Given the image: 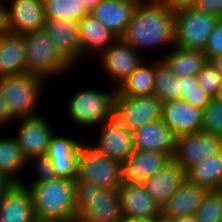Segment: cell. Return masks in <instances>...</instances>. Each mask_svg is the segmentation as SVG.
Masks as SVG:
<instances>
[{"label": "cell", "instance_id": "45", "mask_svg": "<svg viewBox=\"0 0 222 222\" xmlns=\"http://www.w3.org/2000/svg\"><path fill=\"white\" fill-rule=\"evenodd\" d=\"M86 8L87 12H91L102 0H79Z\"/></svg>", "mask_w": 222, "mask_h": 222}, {"label": "cell", "instance_id": "7", "mask_svg": "<svg viewBox=\"0 0 222 222\" xmlns=\"http://www.w3.org/2000/svg\"><path fill=\"white\" fill-rule=\"evenodd\" d=\"M83 143L77 160V180L91 182L103 189L118 190L122 185V163L111 160Z\"/></svg>", "mask_w": 222, "mask_h": 222}, {"label": "cell", "instance_id": "33", "mask_svg": "<svg viewBox=\"0 0 222 222\" xmlns=\"http://www.w3.org/2000/svg\"><path fill=\"white\" fill-rule=\"evenodd\" d=\"M222 216V190H207L195 213L197 222H220Z\"/></svg>", "mask_w": 222, "mask_h": 222}, {"label": "cell", "instance_id": "22", "mask_svg": "<svg viewBox=\"0 0 222 222\" xmlns=\"http://www.w3.org/2000/svg\"><path fill=\"white\" fill-rule=\"evenodd\" d=\"M186 180V171L173 159L146 180L143 185L155 203L161 207Z\"/></svg>", "mask_w": 222, "mask_h": 222}, {"label": "cell", "instance_id": "40", "mask_svg": "<svg viewBox=\"0 0 222 222\" xmlns=\"http://www.w3.org/2000/svg\"><path fill=\"white\" fill-rule=\"evenodd\" d=\"M6 0H0V35L9 33L8 6Z\"/></svg>", "mask_w": 222, "mask_h": 222}, {"label": "cell", "instance_id": "28", "mask_svg": "<svg viewBox=\"0 0 222 222\" xmlns=\"http://www.w3.org/2000/svg\"><path fill=\"white\" fill-rule=\"evenodd\" d=\"M186 179L207 190H219L222 182V150L188 168Z\"/></svg>", "mask_w": 222, "mask_h": 222}, {"label": "cell", "instance_id": "25", "mask_svg": "<svg viewBox=\"0 0 222 222\" xmlns=\"http://www.w3.org/2000/svg\"><path fill=\"white\" fill-rule=\"evenodd\" d=\"M27 73L23 35H0V78Z\"/></svg>", "mask_w": 222, "mask_h": 222}, {"label": "cell", "instance_id": "19", "mask_svg": "<svg viewBox=\"0 0 222 222\" xmlns=\"http://www.w3.org/2000/svg\"><path fill=\"white\" fill-rule=\"evenodd\" d=\"M140 0H102L89 12L104 27L120 38L128 27Z\"/></svg>", "mask_w": 222, "mask_h": 222}, {"label": "cell", "instance_id": "29", "mask_svg": "<svg viewBox=\"0 0 222 222\" xmlns=\"http://www.w3.org/2000/svg\"><path fill=\"white\" fill-rule=\"evenodd\" d=\"M146 60L121 83L115 96L138 97L154 93L155 61L149 64Z\"/></svg>", "mask_w": 222, "mask_h": 222}, {"label": "cell", "instance_id": "6", "mask_svg": "<svg viewBox=\"0 0 222 222\" xmlns=\"http://www.w3.org/2000/svg\"><path fill=\"white\" fill-rule=\"evenodd\" d=\"M102 89H84L73 93L65 102L66 113L74 124L92 127L100 126L105 120L112 117L113 102L116 88L111 91Z\"/></svg>", "mask_w": 222, "mask_h": 222}, {"label": "cell", "instance_id": "37", "mask_svg": "<svg viewBox=\"0 0 222 222\" xmlns=\"http://www.w3.org/2000/svg\"><path fill=\"white\" fill-rule=\"evenodd\" d=\"M203 52L208 61L222 55V18L216 23Z\"/></svg>", "mask_w": 222, "mask_h": 222}, {"label": "cell", "instance_id": "34", "mask_svg": "<svg viewBox=\"0 0 222 222\" xmlns=\"http://www.w3.org/2000/svg\"><path fill=\"white\" fill-rule=\"evenodd\" d=\"M201 131L222 138V102L215 97L203 108Z\"/></svg>", "mask_w": 222, "mask_h": 222}, {"label": "cell", "instance_id": "20", "mask_svg": "<svg viewBox=\"0 0 222 222\" xmlns=\"http://www.w3.org/2000/svg\"><path fill=\"white\" fill-rule=\"evenodd\" d=\"M6 1L10 33L22 35L43 28L45 15L42 0Z\"/></svg>", "mask_w": 222, "mask_h": 222}, {"label": "cell", "instance_id": "26", "mask_svg": "<svg viewBox=\"0 0 222 222\" xmlns=\"http://www.w3.org/2000/svg\"><path fill=\"white\" fill-rule=\"evenodd\" d=\"M78 25L81 54L85 58L93 53L92 55H95L97 59V56L116 39L111 31L89 13L78 22Z\"/></svg>", "mask_w": 222, "mask_h": 222}, {"label": "cell", "instance_id": "8", "mask_svg": "<svg viewBox=\"0 0 222 222\" xmlns=\"http://www.w3.org/2000/svg\"><path fill=\"white\" fill-rule=\"evenodd\" d=\"M218 20V17L193 7L174 11V46L203 51Z\"/></svg>", "mask_w": 222, "mask_h": 222}, {"label": "cell", "instance_id": "3", "mask_svg": "<svg viewBox=\"0 0 222 222\" xmlns=\"http://www.w3.org/2000/svg\"><path fill=\"white\" fill-rule=\"evenodd\" d=\"M32 195L36 219L76 222L74 210V180L55 178L27 186Z\"/></svg>", "mask_w": 222, "mask_h": 222}, {"label": "cell", "instance_id": "39", "mask_svg": "<svg viewBox=\"0 0 222 222\" xmlns=\"http://www.w3.org/2000/svg\"><path fill=\"white\" fill-rule=\"evenodd\" d=\"M193 8L222 18V0H197Z\"/></svg>", "mask_w": 222, "mask_h": 222}, {"label": "cell", "instance_id": "13", "mask_svg": "<svg viewBox=\"0 0 222 222\" xmlns=\"http://www.w3.org/2000/svg\"><path fill=\"white\" fill-rule=\"evenodd\" d=\"M222 150V138L202 131L176 137L172 159L185 171L206 157Z\"/></svg>", "mask_w": 222, "mask_h": 222}, {"label": "cell", "instance_id": "35", "mask_svg": "<svg viewBox=\"0 0 222 222\" xmlns=\"http://www.w3.org/2000/svg\"><path fill=\"white\" fill-rule=\"evenodd\" d=\"M196 77L199 86H201L213 98L217 96L222 84V75L211 61H207Z\"/></svg>", "mask_w": 222, "mask_h": 222}, {"label": "cell", "instance_id": "38", "mask_svg": "<svg viewBox=\"0 0 222 222\" xmlns=\"http://www.w3.org/2000/svg\"><path fill=\"white\" fill-rule=\"evenodd\" d=\"M212 98L213 97L208 92L197 84L189 92H187L183 99L194 107L203 109Z\"/></svg>", "mask_w": 222, "mask_h": 222}, {"label": "cell", "instance_id": "42", "mask_svg": "<svg viewBox=\"0 0 222 222\" xmlns=\"http://www.w3.org/2000/svg\"><path fill=\"white\" fill-rule=\"evenodd\" d=\"M172 11L193 7L197 0H161Z\"/></svg>", "mask_w": 222, "mask_h": 222}, {"label": "cell", "instance_id": "12", "mask_svg": "<svg viewBox=\"0 0 222 222\" xmlns=\"http://www.w3.org/2000/svg\"><path fill=\"white\" fill-rule=\"evenodd\" d=\"M18 130L15 138L27 161L47 153L50 139L55 130L50 120L41 114L17 119Z\"/></svg>", "mask_w": 222, "mask_h": 222}, {"label": "cell", "instance_id": "16", "mask_svg": "<svg viewBox=\"0 0 222 222\" xmlns=\"http://www.w3.org/2000/svg\"><path fill=\"white\" fill-rule=\"evenodd\" d=\"M203 109L184 99L163 102L161 120L176 137L201 131Z\"/></svg>", "mask_w": 222, "mask_h": 222}, {"label": "cell", "instance_id": "49", "mask_svg": "<svg viewBox=\"0 0 222 222\" xmlns=\"http://www.w3.org/2000/svg\"><path fill=\"white\" fill-rule=\"evenodd\" d=\"M215 98H217L219 101L222 102V84H221L219 92Z\"/></svg>", "mask_w": 222, "mask_h": 222}, {"label": "cell", "instance_id": "11", "mask_svg": "<svg viewBox=\"0 0 222 222\" xmlns=\"http://www.w3.org/2000/svg\"><path fill=\"white\" fill-rule=\"evenodd\" d=\"M96 127H99V135L95 143L89 145L111 160L123 164L134 151L132 131L113 116Z\"/></svg>", "mask_w": 222, "mask_h": 222}, {"label": "cell", "instance_id": "48", "mask_svg": "<svg viewBox=\"0 0 222 222\" xmlns=\"http://www.w3.org/2000/svg\"><path fill=\"white\" fill-rule=\"evenodd\" d=\"M175 222H197L195 216H186L175 218Z\"/></svg>", "mask_w": 222, "mask_h": 222}, {"label": "cell", "instance_id": "14", "mask_svg": "<svg viewBox=\"0 0 222 222\" xmlns=\"http://www.w3.org/2000/svg\"><path fill=\"white\" fill-rule=\"evenodd\" d=\"M43 29L57 50L73 67L79 65V62L85 59L81 54L78 23L45 18Z\"/></svg>", "mask_w": 222, "mask_h": 222}, {"label": "cell", "instance_id": "2", "mask_svg": "<svg viewBox=\"0 0 222 222\" xmlns=\"http://www.w3.org/2000/svg\"><path fill=\"white\" fill-rule=\"evenodd\" d=\"M76 222H125L118 190L74 179Z\"/></svg>", "mask_w": 222, "mask_h": 222}, {"label": "cell", "instance_id": "36", "mask_svg": "<svg viewBox=\"0 0 222 222\" xmlns=\"http://www.w3.org/2000/svg\"><path fill=\"white\" fill-rule=\"evenodd\" d=\"M34 164V170L37 173L36 178H33L31 183L22 182L25 186H32L33 184L43 183L57 178L49 157L44 155L35 156L28 160V164Z\"/></svg>", "mask_w": 222, "mask_h": 222}, {"label": "cell", "instance_id": "46", "mask_svg": "<svg viewBox=\"0 0 222 222\" xmlns=\"http://www.w3.org/2000/svg\"><path fill=\"white\" fill-rule=\"evenodd\" d=\"M212 64L216 67L218 72L222 75V55L217 56L211 60Z\"/></svg>", "mask_w": 222, "mask_h": 222}, {"label": "cell", "instance_id": "17", "mask_svg": "<svg viewBox=\"0 0 222 222\" xmlns=\"http://www.w3.org/2000/svg\"><path fill=\"white\" fill-rule=\"evenodd\" d=\"M54 132L46 155L49 157L55 174L59 178L74 180L77 176V160L84 140L59 136Z\"/></svg>", "mask_w": 222, "mask_h": 222}, {"label": "cell", "instance_id": "31", "mask_svg": "<svg viewBox=\"0 0 222 222\" xmlns=\"http://www.w3.org/2000/svg\"><path fill=\"white\" fill-rule=\"evenodd\" d=\"M155 89L162 102L181 99L180 77L171 72L166 63L159 58L155 60Z\"/></svg>", "mask_w": 222, "mask_h": 222}, {"label": "cell", "instance_id": "41", "mask_svg": "<svg viewBox=\"0 0 222 222\" xmlns=\"http://www.w3.org/2000/svg\"><path fill=\"white\" fill-rule=\"evenodd\" d=\"M197 84L198 81L196 75L180 77L181 98L183 99L186 96L187 92H189Z\"/></svg>", "mask_w": 222, "mask_h": 222}, {"label": "cell", "instance_id": "24", "mask_svg": "<svg viewBox=\"0 0 222 222\" xmlns=\"http://www.w3.org/2000/svg\"><path fill=\"white\" fill-rule=\"evenodd\" d=\"M206 192L207 189L204 187L191 183L186 179L161 207L160 213L172 219L195 216Z\"/></svg>", "mask_w": 222, "mask_h": 222}, {"label": "cell", "instance_id": "21", "mask_svg": "<svg viewBox=\"0 0 222 222\" xmlns=\"http://www.w3.org/2000/svg\"><path fill=\"white\" fill-rule=\"evenodd\" d=\"M134 150L157 151L174 155L176 136L160 119L132 131Z\"/></svg>", "mask_w": 222, "mask_h": 222}, {"label": "cell", "instance_id": "23", "mask_svg": "<svg viewBox=\"0 0 222 222\" xmlns=\"http://www.w3.org/2000/svg\"><path fill=\"white\" fill-rule=\"evenodd\" d=\"M35 219L29 188L14 183L0 199V222H33Z\"/></svg>", "mask_w": 222, "mask_h": 222}, {"label": "cell", "instance_id": "51", "mask_svg": "<svg viewBox=\"0 0 222 222\" xmlns=\"http://www.w3.org/2000/svg\"><path fill=\"white\" fill-rule=\"evenodd\" d=\"M219 190H222V182H221V185H220V187H219Z\"/></svg>", "mask_w": 222, "mask_h": 222}, {"label": "cell", "instance_id": "18", "mask_svg": "<svg viewBox=\"0 0 222 222\" xmlns=\"http://www.w3.org/2000/svg\"><path fill=\"white\" fill-rule=\"evenodd\" d=\"M170 160L165 153L134 150L122 164V183L143 184Z\"/></svg>", "mask_w": 222, "mask_h": 222}, {"label": "cell", "instance_id": "44", "mask_svg": "<svg viewBox=\"0 0 222 222\" xmlns=\"http://www.w3.org/2000/svg\"><path fill=\"white\" fill-rule=\"evenodd\" d=\"M14 185V182L7 176L0 174V199Z\"/></svg>", "mask_w": 222, "mask_h": 222}, {"label": "cell", "instance_id": "9", "mask_svg": "<svg viewBox=\"0 0 222 222\" xmlns=\"http://www.w3.org/2000/svg\"><path fill=\"white\" fill-rule=\"evenodd\" d=\"M162 100L154 93L138 96H115L112 116L131 131L161 118Z\"/></svg>", "mask_w": 222, "mask_h": 222}, {"label": "cell", "instance_id": "27", "mask_svg": "<svg viewBox=\"0 0 222 222\" xmlns=\"http://www.w3.org/2000/svg\"><path fill=\"white\" fill-rule=\"evenodd\" d=\"M174 48V49H173ZM160 57L177 77L197 75L207 63L203 51L173 47Z\"/></svg>", "mask_w": 222, "mask_h": 222}, {"label": "cell", "instance_id": "10", "mask_svg": "<svg viewBox=\"0 0 222 222\" xmlns=\"http://www.w3.org/2000/svg\"><path fill=\"white\" fill-rule=\"evenodd\" d=\"M98 57L104 73L116 83V89L145 60V55L121 38H116Z\"/></svg>", "mask_w": 222, "mask_h": 222}, {"label": "cell", "instance_id": "5", "mask_svg": "<svg viewBox=\"0 0 222 222\" xmlns=\"http://www.w3.org/2000/svg\"><path fill=\"white\" fill-rule=\"evenodd\" d=\"M49 83L33 74L0 78V92L7 104L13 120L39 114L38 105L41 95ZM37 110V111H36Z\"/></svg>", "mask_w": 222, "mask_h": 222}, {"label": "cell", "instance_id": "50", "mask_svg": "<svg viewBox=\"0 0 222 222\" xmlns=\"http://www.w3.org/2000/svg\"><path fill=\"white\" fill-rule=\"evenodd\" d=\"M33 222H57V221L35 219Z\"/></svg>", "mask_w": 222, "mask_h": 222}, {"label": "cell", "instance_id": "47", "mask_svg": "<svg viewBox=\"0 0 222 222\" xmlns=\"http://www.w3.org/2000/svg\"><path fill=\"white\" fill-rule=\"evenodd\" d=\"M151 222H175V219L163 216L161 213L155 216Z\"/></svg>", "mask_w": 222, "mask_h": 222}, {"label": "cell", "instance_id": "43", "mask_svg": "<svg viewBox=\"0 0 222 222\" xmlns=\"http://www.w3.org/2000/svg\"><path fill=\"white\" fill-rule=\"evenodd\" d=\"M11 121L13 122V119L9 114L7 104L5 103V100L0 92V127L5 124L7 125V123H11Z\"/></svg>", "mask_w": 222, "mask_h": 222}, {"label": "cell", "instance_id": "32", "mask_svg": "<svg viewBox=\"0 0 222 222\" xmlns=\"http://www.w3.org/2000/svg\"><path fill=\"white\" fill-rule=\"evenodd\" d=\"M45 18L78 23L88 14L79 0H42Z\"/></svg>", "mask_w": 222, "mask_h": 222}, {"label": "cell", "instance_id": "4", "mask_svg": "<svg viewBox=\"0 0 222 222\" xmlns=\"http://www.w3.org/2000/svg\"><path fill=\"white\" fill-rule=\"evenodd\" d=\"M22 35L27 73L42 77L50 83L53 77L65 75L74 69L57 50L43 28Z\"/></svg>", "mask_w": 222, "mask_h": 222}, {"label": "cell", "instance_id": "30", "mask_svg": "<svg viewBox=\"0 0 222 222\" xmlns=\"http://www.w3.org/2000/svg\"><path fill=\"white\" fill-rule=\"evenodd\" d=\"M28 165L27 159L14 136L0 138V174L7 176L14 183H22L20 172Z\"/></svg>", "mask_w": 222, "mask_h": 222}, {"label": "cell", "instance_id": "15", "mask_svg": "<svg viewBox=\"0 0 222 222\" xmlns=\"http://www.w3.org/2000/svg\"><path fill=\"white\" fill-rule=\"evenodd\" d=\"M125 222L150 221L160 214V208L143 184L122 183L118 188Z\"/></svg>", "mask_w": 222, "mask_h": 222}, {"label": "cell", "instance_id": "1", "mask_svg": "<svg viewBox=\"0 0 222 222\" xmlns=\"http://www.w3.org/2000/svg\"><path fill=\"white\" fill-rule=\"evenodd\" d=\"M120 38L142 55H144L143 50L167 46L173 48L174 11L161 0H140L128 27Z\"/></svg>", "mask_w": 222, "mask_h": 222}]
</instances>
